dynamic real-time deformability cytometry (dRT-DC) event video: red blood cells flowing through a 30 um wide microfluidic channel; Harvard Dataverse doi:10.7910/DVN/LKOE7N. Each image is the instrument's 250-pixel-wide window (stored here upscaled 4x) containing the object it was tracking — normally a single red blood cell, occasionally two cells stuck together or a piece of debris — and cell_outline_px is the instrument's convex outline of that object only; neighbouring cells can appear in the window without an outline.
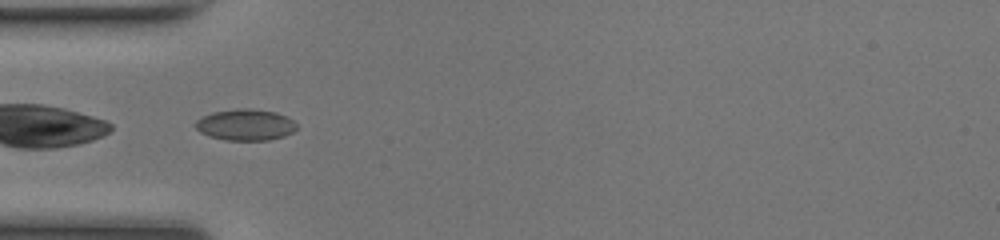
{"species": "common noctule bat (a hibernating species)", "species_latin": "Nyctalus noctula", "temperature_condition": "room temperature", "stored_images_in_passage": 32, "camera_frame_rate_fps": 3000, "um_per_image_px": 0.085, "animal": {"sex": "female", "body_mass_g": 17.0, "forearm_length_mm": 48.0}, "frame": {"image": 1, "passage_image": 1, "time_ms": 0.0, "image_size_px": [1000, 240], "cell_outline_px": [[296, 128], [292, 132], [284, 136], [268, 140], [224, 140], [208, 136], [200, 132], [196, 128], [196, 120], [212, 112], [236, 108], [248, 108], [276, 112], [288, 116], [296, 124]], "centroid_in_image_um": [20.86, 10.6], "position_along_channel_um": 64.1, "area_um2": 18.5}}
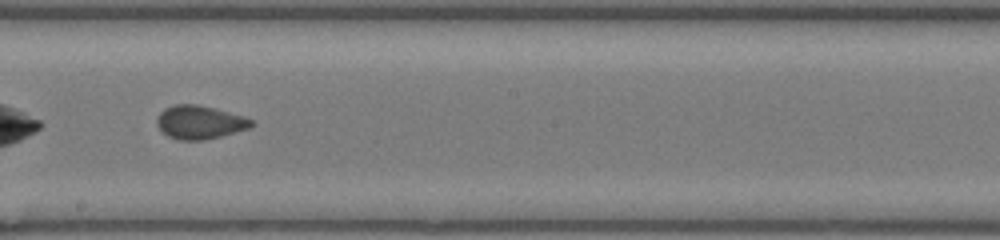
{"frame": {"image": 2, "passage_image": 13, "time_ms": 4.0, "image_size_px": [1000, 240], "cell_outline_px": [[256, 124], [248, 128], [220, 136], [204, 140], [176, 140], [168, 136], [156, 124], [156, 116], [164, 108], [176, 104], [196, 104], [244, 116], [252, 120]], "centroid_in_image_um": [16.94, 10.39], "position_along_channel_um": 231.3, "area_um2": 18.32}}
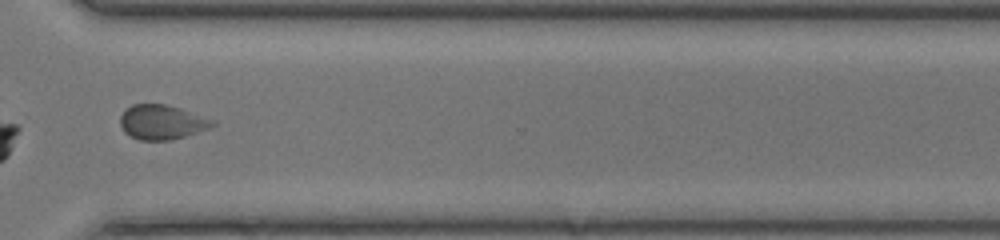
{"frame": {"image": 3, "passage_image": 22, "time_ms": 7.0, "image_size_px": [1000, 240], "cell_outline_px": [[216, 124], [208, 128], [184, 136], [168, 140], [140, 140], [124, 132], [120, 124], [120, 116], [132, 104], [164, 104], [180, 108], [216, 120]], "centroid_in_image_um": [13.76, 10.37], "position_along_channel_um": 356.8, "area_um2": 18.38}, "authors_computed_cell_mechanics": {"area_um2": 18.3515, "velocity_mm_per_s": 4.1843, "shape_relaxation_time_tau1_ms": 2.4946, "shape_relaxation_time_tau2_ms": 1.5366, "deformation_change_tau1": 0.069, "deformation_change_tau2": 0.054}}